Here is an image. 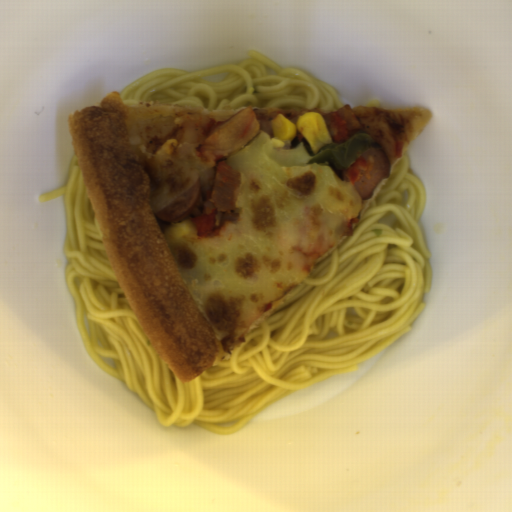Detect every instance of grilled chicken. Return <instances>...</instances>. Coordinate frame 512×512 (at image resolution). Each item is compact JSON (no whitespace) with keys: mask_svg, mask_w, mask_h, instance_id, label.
I'll return each mask as SVG.
<instances>
[{"mask_svg":"<svg viewBox=\"0 0 512 512\" xmlns=\"http://www.w3.org/2000/svg\"><path fill=\"white\" fill-rule=\"evenodd\" d=\"M259 134L258 118L252 106L244 107L207 132L203 145L214 161L199 177L201 194L189 211L191 219L216 213L215 229L223 227L225 222L236 221L241 213L235 203L241 175L227 159L243 150Z\"/></svg>","mask_w":512,"mask_h":512,"instance_id":"obj_1","label":"grilled chicken"},{"mask_svg":"<svg viewBox=\"0 0 512 512\" xmlns=\"http://www.w3.org/2000/svg\"><path fill=\"white\" fill-rule=\"evenodd\" d=\"M359 222V215L357 218L352 220H347V226L344 231V236H353L354 230L352 228L353 223Z\"/></svg>","mask_w":512,"mask_h":512,"instance_id":"obj_4","label":"grilled chicken"},{"mask_svg":"<svg viewBox=\"0 0 512 512\" xmlns=\"http://www.w3.org/2000/svg\"><path fill=\"white\" fill-rule=\"evenodd\" d=\"M333 141L346 142L356 134L369 135L374 143L381 144L389 159L401 158L403 145L395 135L385 115L359 116L352 105L327 113L322 118Z\"/></svg>","mask_w":512,"mask_h":512,"instance_id":"obj_2","label":"grilled chicken"},{"mask_svg":"<svg viewBox=\"0 0 512 512\" xmlns=\"http://www.w3.org/2000/svg\"><path fill=\"white\" fill-rule=\"evenodd\" d=\"M374 157L369 155L364 158L361 154L352 164L349 165L347 172L345 173L350 183L355 185L360 179L367 178L370 180L373 169Z\"/></svg>","mask_w":512,"mask_h":512,"instance_id":"obj_3","label":"grilled chicken"}]
</instances>
